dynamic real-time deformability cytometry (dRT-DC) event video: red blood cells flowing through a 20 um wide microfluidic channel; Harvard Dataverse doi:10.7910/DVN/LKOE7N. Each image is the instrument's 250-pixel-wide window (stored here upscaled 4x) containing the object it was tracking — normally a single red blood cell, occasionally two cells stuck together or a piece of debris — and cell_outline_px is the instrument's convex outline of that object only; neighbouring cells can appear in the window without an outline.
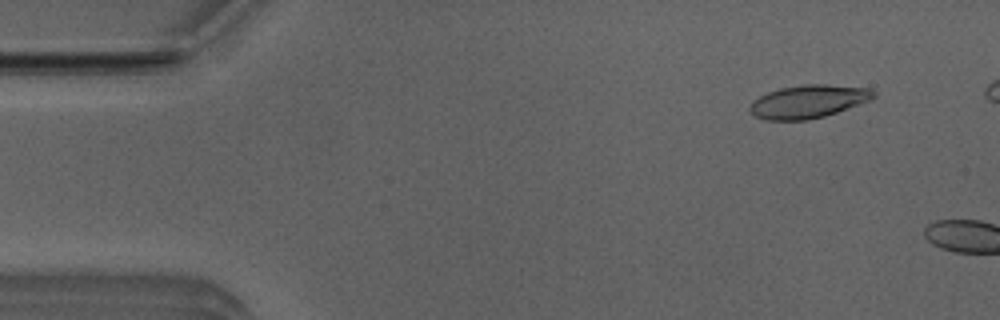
{"species": "Egyptian fruit bat (a non-hibernating species)", "species_latin": "Rousettus aegyptiacus", "temperature_condition": "room temperature", "stored_images_in_passage": 3, "camera_frame_rate_fps": 3000, "um_per_image_px": 0.085, "animal": {"sex": "male"}, "frame": {"image": 1, "passage_image": 2, "time_ms": 0.333, "image_size_px": [1000, 320], "cell_outline_px": [[876, 96], [868, 100], [836, 112], [824, 116], [808, 120], [768, 120], [756, 116], [748, 108], [752, 100], [768, 92], [780, 88], [804, 84], [824, 84], [868, 88], [876, 92]], "centroid_in_image_um": [68.67, 8.62], "position_along_channel_um": 16.3, "area_um2": 23.58}}